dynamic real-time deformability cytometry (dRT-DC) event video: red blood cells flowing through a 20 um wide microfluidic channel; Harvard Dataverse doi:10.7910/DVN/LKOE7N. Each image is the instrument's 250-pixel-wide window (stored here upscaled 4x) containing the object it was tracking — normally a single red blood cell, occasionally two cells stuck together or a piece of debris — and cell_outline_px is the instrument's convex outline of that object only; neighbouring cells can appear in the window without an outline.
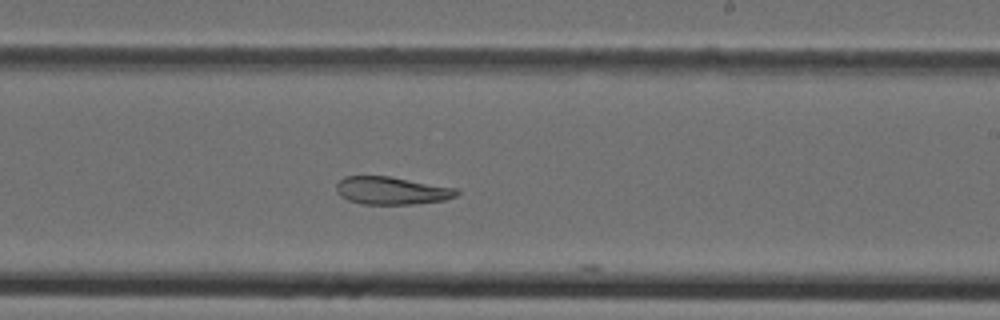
{"species": "Egyptian fruit bat (a non-hibernating species)", "species_latin": "Rousettus aegyptiacus", "temperature_condition": "cold", "stored_images_in_passage": 34, "camera_frame_rate_fps": 3000, "um_per_image_px": 0.085, "animal": {"sex": "female"}, "frame": {"image": 1, "passage_image": 17, "time_ms": 5.333, "image_size_px": [1000, 320], "cell_outline_px": [[460, 192], [456, 196], [444, 200], [412, 204], [360, 204], [348, 200], [340, 196], [336, 192], [336, 184], [344, 176], [388, 176], [456, 188]], "centroid_in_image_um": [33.25, 16.2], "position_along_channel_um": 255.7, "area_um2": 19.42}}
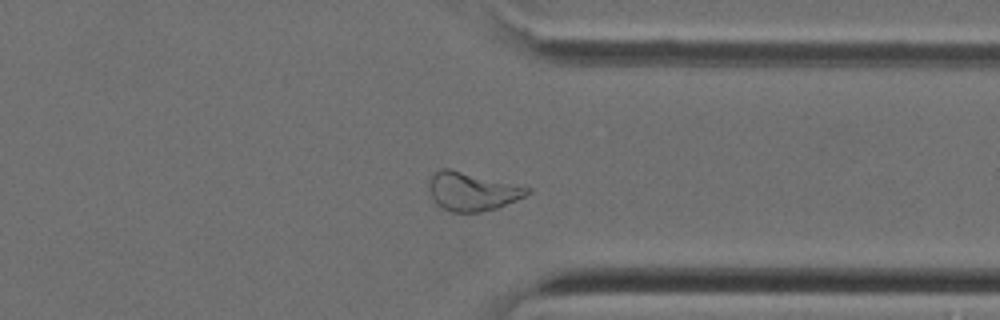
{"frame": {"image": 2, "passage_image": 25, "time_ms": 8.0, "image_size_px": [1000, 320], "cell_outline_px": [[532, 192], [516, 200], [496, 208], [480, 212], [452, 212], [436, 204], [428, 188], [432, 176], [440, 168], [448, 168], [532, 188]], "centroid_in_image_um": [40.14, 16.27], "position_along_channel_um": 371.3, "area_um2": 21.73}}
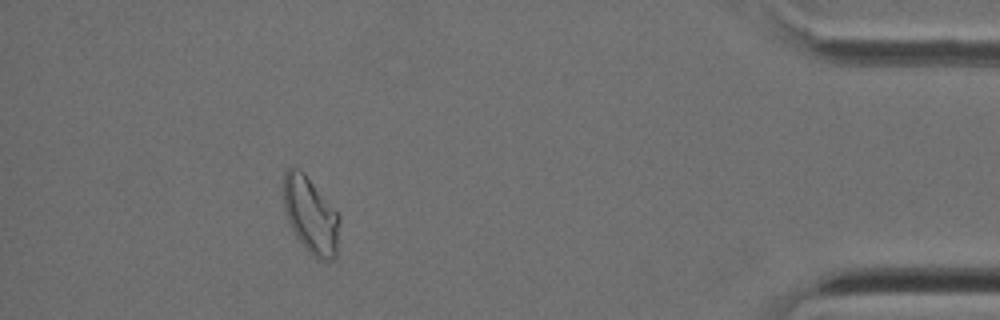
{"frame": {"image": 3, "passage_image": 31, "time_ms": 10.0, "image_size_px": [1000, 320], "cell_outline_px": [[340, 220], [336, 256], [332, 260], [316, 260], [308, 252], [296, 236], [284, 212], [284, 172], [288, 168], [296, 168], [304, 172], [340, 216]], "centroid_in_image_um": [26.41, 18.33], "position_along_channel_um": 408.8, "area_um2": 24.85}}